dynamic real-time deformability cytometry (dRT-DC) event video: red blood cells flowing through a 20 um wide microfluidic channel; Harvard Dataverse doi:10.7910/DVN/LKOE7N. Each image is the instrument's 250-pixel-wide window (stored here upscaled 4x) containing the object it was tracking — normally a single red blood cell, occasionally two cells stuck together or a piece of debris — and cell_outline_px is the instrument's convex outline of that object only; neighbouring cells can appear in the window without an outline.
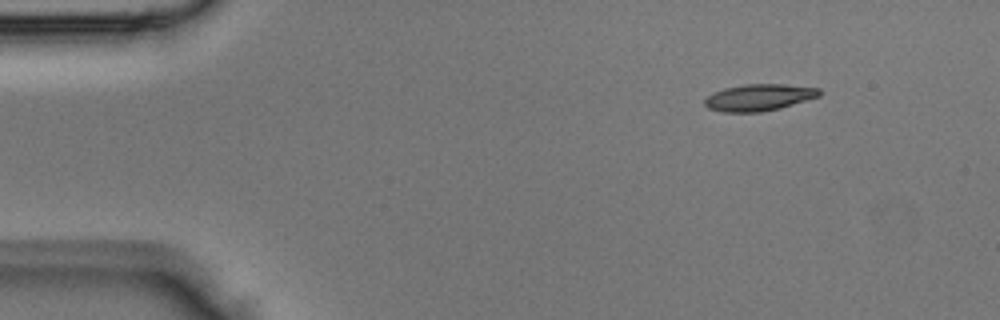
{"species": "Egyptian fruit bat (a non-hibernating species)", "species_latin": "Rousettus aegyptiacus", "temperature_condition": "room temperature", "stored_images_in_passage": 4, "camera_frame_rate_fps": 3000, "um_per_image_px": 0.085, "animal": {"sex": "male"}, "frame": {"image": 1, "passage_image": 1, "time_ms": 0.0, "image_size_px": [1000, 320], "cell_outline_px": [[820, 96], [780, 108], [760, 112], [724, 112], [708, 108], [704, 104], [704, 100], [712, 92], [724, 88], [744, 84], [784, 84], [820, 88]], "centroid_in_image_um": [64.5, 8.28], "position_along_channel_um": 20.5, "area_um2": 17.86}}
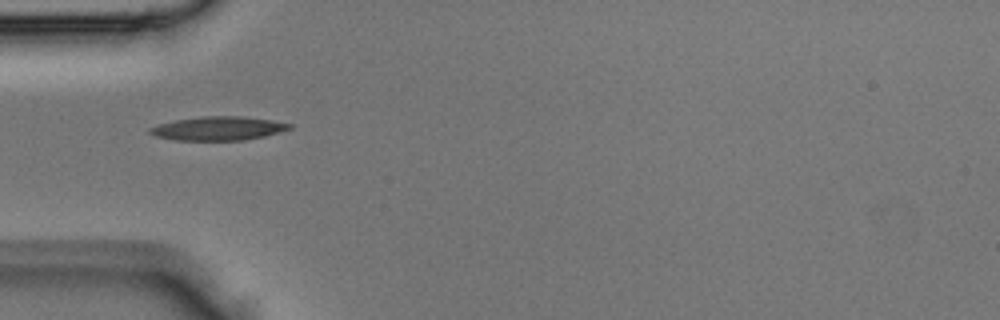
{"frame": {"image": 2, "passage_image": 3, "time_ms": 0.667, "image_size_px": [1000, 320], "cell_outline_px": [[292, 128], [280, 132], [264, 136], [244, 140], [176, 140], [156, 136], [148, 132], [148, 128], [160, 124], [176, 120], [200, 116], [244, 116], [272, 120], [292, 124]], "centroid_in_image_um": [18.57, 10.91], "position_along_channel_um": 66.4, "area_um2": 19.31}}
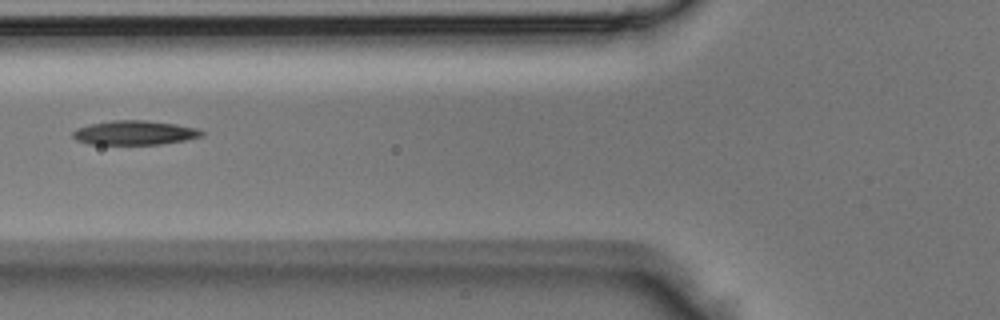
{"frame": {"image": 3, "passage_image": 4, "time_ms": 1.0, "image_size_px": [1000, 320], "cell_outline_px": [[204, 136], [184, 140], [160, 144], [88, 144], [76, 140], [72, 136], [72, 132], [76, 128], [92, 124], [112, 120], [144, 120], [176, 124], [200, 128], [204, 132]], "centroid_in_image_um": [11.46, 11.28], "position_along_channel_um": 114.3, "area_um2": 18.26}}